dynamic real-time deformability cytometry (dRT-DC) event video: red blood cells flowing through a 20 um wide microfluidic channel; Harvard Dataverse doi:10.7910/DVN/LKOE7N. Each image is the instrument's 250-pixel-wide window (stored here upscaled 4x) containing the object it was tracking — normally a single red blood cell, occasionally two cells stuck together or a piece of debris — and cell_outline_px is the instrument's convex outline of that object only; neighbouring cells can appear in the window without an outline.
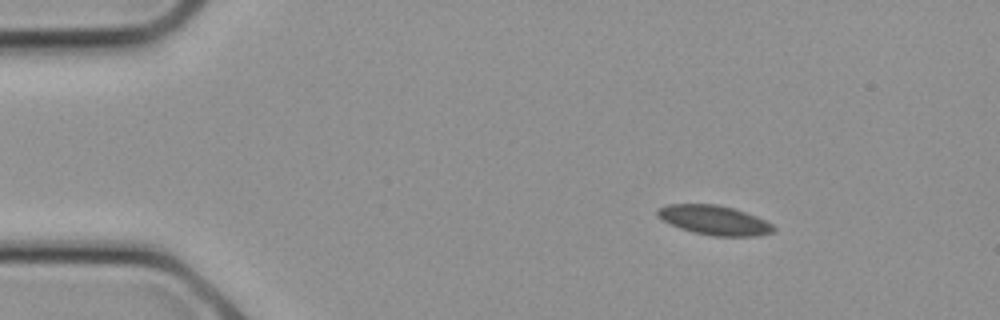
{"species": "common noctule bat (a hibernating species)", "species_latin": "Nyctalus noctula", "temperature_condition": "cold", "stored_images_in_passage": 6, "camera_frame_rate_fps": 3000, "um_per_image_px": 0.085, "animal": {"sex": "female", "body_mass_g": 21.9}, "frame": {"image": 1, "passage_image": 1, "time_ms": 0.0, "image_size_px": [1000, 320], "cell_outline_px": [[776, 228], [772, 232], [756, 236], [716, 236], [692, 232], [680, 228], [656, 216], [656, 208], [668, 204], [716, 204], [732, 208], [756, 216], [772, 224]], "centroid_in_image_um": [60.68, 18.71], "position_along_channel_um": 24.3, "area_um2": 19.77}}
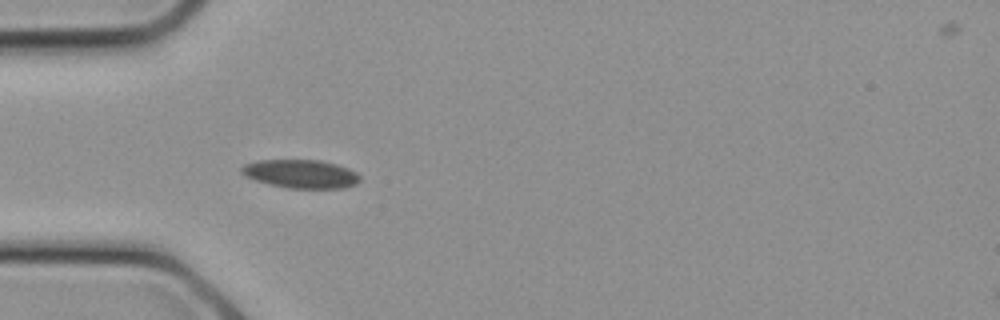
{"frame": {"image": 2, "passage_image": 5, "time_ms": 1.333, "image_size_px": [1000, 320], "cell_outline_px": [[360, 180], [356, 184], [344, 188], [288, 188], [268, 184], [244, 176], [240, 172], [240, 168], [244, 164], [256, 160], [320, 160], [336, 164], [348, 168], [356, 172], [360, 176]], "centroid_in_image_um": [25.55, 14.78], "position_along_channel_um": 59.4, "area_um2": 19.77}}